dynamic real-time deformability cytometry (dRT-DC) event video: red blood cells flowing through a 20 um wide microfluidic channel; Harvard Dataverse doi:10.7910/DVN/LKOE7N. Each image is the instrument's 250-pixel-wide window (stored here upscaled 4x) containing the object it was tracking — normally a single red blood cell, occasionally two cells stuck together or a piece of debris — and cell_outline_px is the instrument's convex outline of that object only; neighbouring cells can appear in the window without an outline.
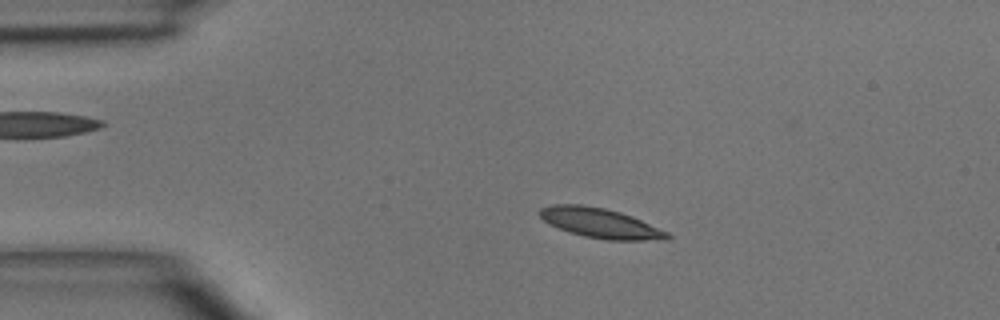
{"species": "common noctule bat (a hibernating species)", "species_latin": "Nyctalus noctula", "temperature_condition": "room temperature", "stored_images_in_passage": 3, "camera_frame_rate_fps": 3000, "um_per_image_px": 0.085, "animal": {"sex": "male", "body_mass_g": 15.6}, "frame": {"image": 1, "passage_image": 1, "time_ms": 0.0, "image_size_px": [1000, 320], "cell_outline_px": [[672, 236], [668, 240], [608, 240], [584, 236], [548, 224], [536, 212], [540, 208], [552, 204], [580, 204], [604, 208], [620, 212], [632, 216], [668, 232]], "centroid_in_image_um": [51.02, 18.96], "position_along_channel_um": 34.0, "area_um2": 22.14}}
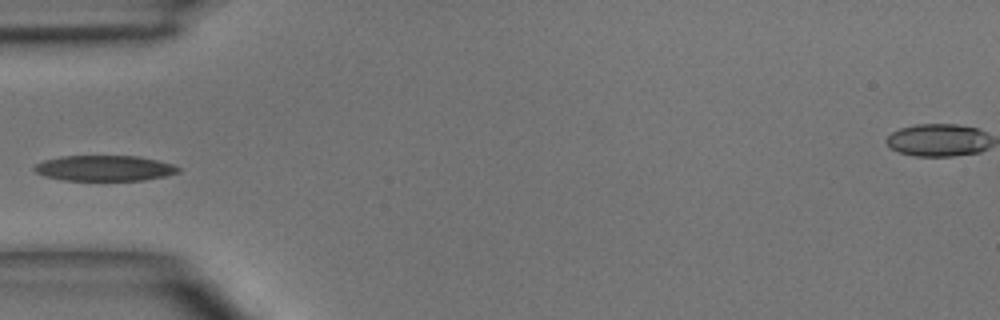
{"frame": {"image": 2, "passage_image": 3, "time_ms": 2.0, "image_size_px": [1000, 320], "cell_outline_px": [[184, 168], [180, 172], [164, 176], [144, 180], [64, 180], [44, 176], [36, 172], [32, 168], [36, 164], [44, 160], [60, 156], [136, 156], [156, 160], [172, 164]], "centroid_in_image_um": [8.89, 14.29], "position_along_channel_um": 76.1, "area_um2": 21.44}}